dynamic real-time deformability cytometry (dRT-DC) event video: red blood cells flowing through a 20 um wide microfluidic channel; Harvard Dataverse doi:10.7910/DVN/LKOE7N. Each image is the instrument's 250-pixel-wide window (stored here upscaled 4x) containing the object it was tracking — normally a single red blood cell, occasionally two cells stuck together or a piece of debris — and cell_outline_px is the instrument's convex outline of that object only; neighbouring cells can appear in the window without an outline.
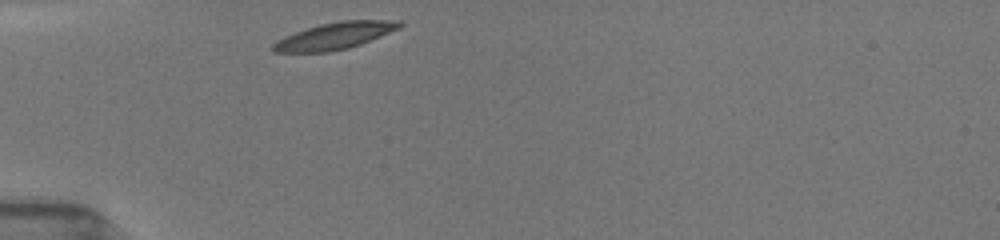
{"species": "common noctule bat (a hibernating species)", "species_latin": "Nyctalus noctula", "temperature_condition": "room temperature", "stored_images_in_passage": 25, "camera_frame_rate_fps": 3000, "um_per_image_px": 0.085, "animal": {"sex": "female", "body_mass_g": 19.5, "forearm_length_mm": 54.1}, "frame": {"image": 1, "passage_image": 1, "time_ms": 0.0, "image_size_px": [1000, 240], "cell_outline_px": [[404, 24], [400, 28], [360, 44], [348, 48], [328, 52], [272, 52], [272, 44], [276, 40], [284, 36], [320, 24], [340, 20], [400, 20]], "centroid_in_image_um": [28.46, 3.04], "position_along_channel_um": 56.5, "area_um2": 19.71}}
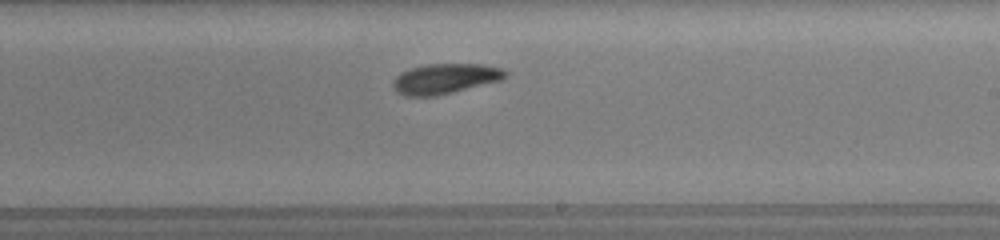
{"frame": {"image": 2, "passage_image": 12, "time_ms": 5.333, "image_size_px": [1000, 240], "cell_outline_px": [[508, 76], [504, 80], [436, 96], [408, 96], [396, 92], [392, 88], [392, 80], [400, 72], [412, 68], [428, 64], [484, 64], [500, 68], [508, 72]], "centroid_in_image_um": [37.85, 6.69], "position_along_channel_um": 251.2, "area_um2": 20.0}}
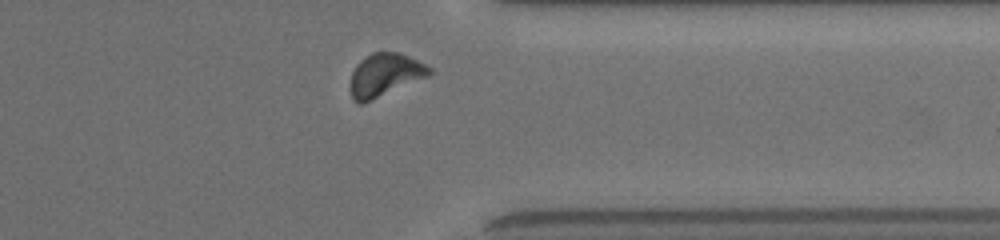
{"frame": {"image": 3, "passage_image": 22, "time_ms": 8.667, "image_size_px": [1000, 240], "cell_outline_px": [[432, 72], [428, 76], [364, 104], [360, 104], [352, 100], [348, 88], [352, 72], [356, 64], [360, 60], [372, 52], [400, 52], [432, 68]], "centroid_in_image_um": [32.65, 6.39], "position_along_channel_um": 378.7, "area_um2": 20.06}, "authors_computed_cell_mechanics": {"area_um2": 19.4786, "velocity_mm_per_s": 3.8982, "shape_relaxation_time_tau1_ms": 2.1444, "shape_relaxation_time_tau2_ms": null, "deformation_change_tau1": 0.1127, "deformation_change_tau2": null}}